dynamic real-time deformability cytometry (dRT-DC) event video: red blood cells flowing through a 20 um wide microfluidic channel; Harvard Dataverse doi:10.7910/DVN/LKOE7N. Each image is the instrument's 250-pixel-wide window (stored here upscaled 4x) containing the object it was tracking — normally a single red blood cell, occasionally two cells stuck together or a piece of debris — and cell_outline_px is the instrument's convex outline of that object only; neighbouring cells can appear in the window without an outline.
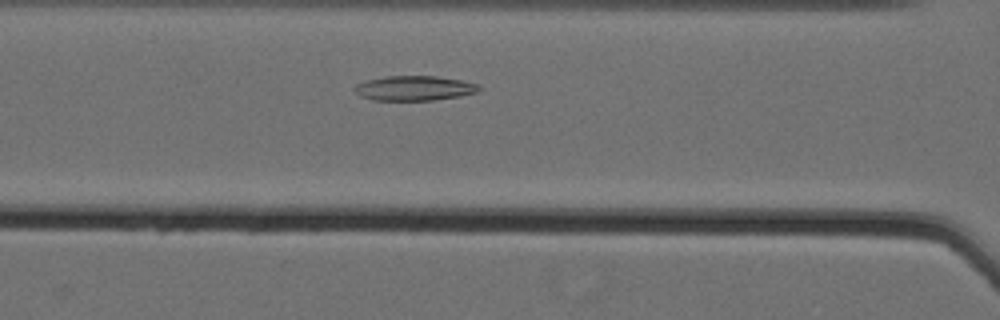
{"species": "Egyptian fruit bat (a non-hibernating species)", "species_latin": "Rousettus aegyptiacus", "temperature_condition": "cold", "stored_images_in_passage": 33, "camera_frame_rate_fps": 3000, "um_per_image_px": 0.085, "animal": {"sex": "female"}, "frame": {"image": 1, "passage_image": 7, "time_ms": 2.0, "image_size_px": [1000, 320], "cell_outline_px": [[480, 92], [460, 96], [432, 100], [372, 100], [360, 96], [352, 88], [356, 84], [364, 80], [384, 76], [436, 76], [460, 80], [476, 84], [480, 88]], "centroid_in_image_um": [35.17, 7.49], "position_along_channel_um": 131.4, "area_um2": 18.03}}
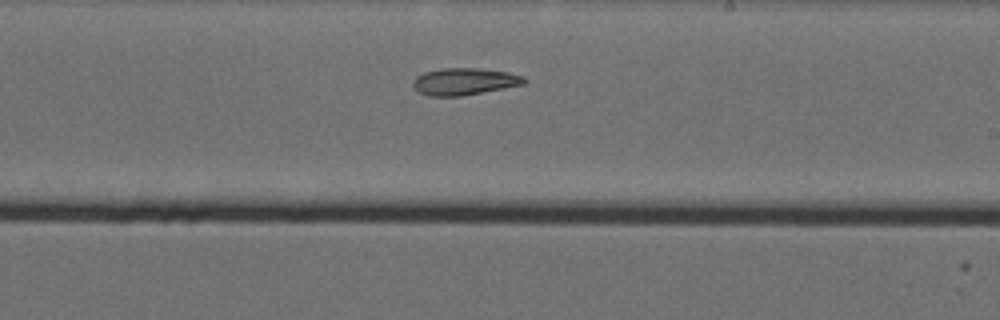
{"frame": {"image": 2, "passage_image": 17, "time_ms": 5.333, "image_size_px": [1000, 320], "cell_outline_px": [[528, 80], [524, 84], [460, 96], [428, 96], [416, 92], [412, 84], [412, 80], [416, 76], [424, 72], [444, 68], [476, 68], [508, 72], [524, 76]], "centroid_in_image_um": [39.43, 6.93], "position_along_channel_um": 249.6, "area_um2": 17.51}}
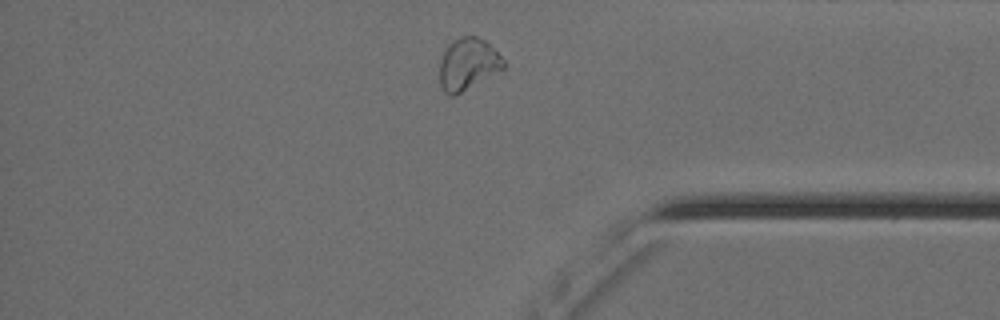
{"frame": {"image": 3, "passage_image": 30, "time_ms": 9.667, "image_size_px": [1000, 320], "cell_outline_px": [[504, 68], [456, 96], [448, 96], [440, 88], [440, 60], [448, 44], [452, 40], [460, 36], [476, 36], [484, 40], [504, 60]], "centroid_in_image_um": [39.73, 5.47], "position_along_channel_um": 395.5, "area_um2": 19.31}}